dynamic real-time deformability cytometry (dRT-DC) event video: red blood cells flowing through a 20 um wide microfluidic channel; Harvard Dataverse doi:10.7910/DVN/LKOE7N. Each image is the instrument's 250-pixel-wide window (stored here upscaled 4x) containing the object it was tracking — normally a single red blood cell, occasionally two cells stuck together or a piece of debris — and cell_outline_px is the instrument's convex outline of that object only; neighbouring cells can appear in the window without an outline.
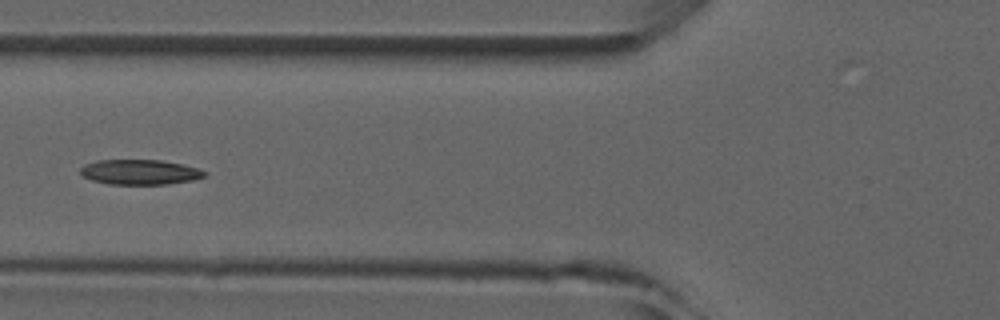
{"species": "common noctule bat (a hibernating species)", "species_latin": "Nyctalus noctula", "temperature_condition": "room temperature", "stored_images_in_passage": 7, "camera_frame_rate_fps": 3000, "um_per_image_px": 0.085, "animal": {"sex": "male", "forearm_length_mm": 52.5}, "frame": {"image": 1, "passage_image": 6, "time_ms": 6.0, "image_size_px": [1000, 320], "cell_outline_px": [[208, 176], [192, 180], [168, 184], [108, 184], [92, 180], [84, 176], [80, 172], [80, 168], [84, 164], [96, 160], [160, 160], [184, 164], [200, 168], [208, 172]], "centroid_in_image_um": [11.94, 14.62], "position_along_channel_um": 113.9, "area_um2": 18.32}}
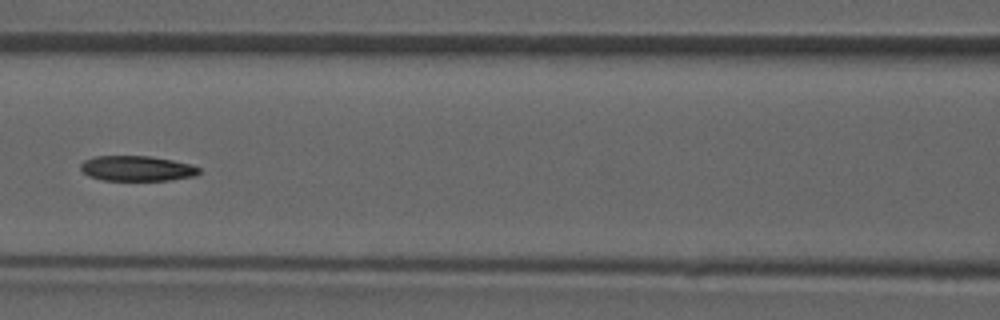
{"frame": {"image": 2, "passage_image": 7, "time_ms": 7.0, "image_size_px": [1000, 320], "cell_outline_px": [[200, 172], [196, 176], [168, 180], [104, 180], [88, 176], [80, 168], [80, 164], [84, 160], [96, 156], [152, 156], [192, 164], [200, 168]], "centroid_in_image_um": [11.66, 14.31], "position_along_channel_um": 154.9, "area_um2": 17.46}}